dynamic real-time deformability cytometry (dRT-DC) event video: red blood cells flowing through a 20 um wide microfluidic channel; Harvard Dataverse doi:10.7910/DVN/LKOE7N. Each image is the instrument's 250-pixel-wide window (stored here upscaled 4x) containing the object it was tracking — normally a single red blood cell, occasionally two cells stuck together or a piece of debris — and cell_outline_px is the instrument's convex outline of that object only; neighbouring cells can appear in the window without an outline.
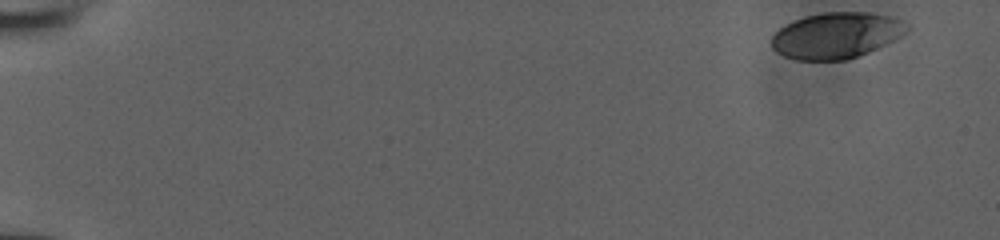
{"species": "human", "species_latin": "Homo sapiens", "temperature_condition": "room temperature", "stored_images_in_passage": 45, "camera_frame_rate_fps": 3000, "um_per_image_px": 0.085, "donor": {"sex": "male"}, "frame": {"image": 1, "passage_image": 1, "time_ms": 0.0, "image_size_px": [1000, 240], "cell_outline_px": [[908, 28], [900, 36], [868, 52], [848, 60], [796, 60], [784, 56], [776, 52], [772, 48], [772, 36], [784, 24], [792, 20], [804, 16], [824, 12], [868, 12], [888, 16], [904, 20], [908, 24]], "centroid_in_image_um": [71.04, 3.0], "position_along_channel_um": 14.0, "area_um2": 36.24}}
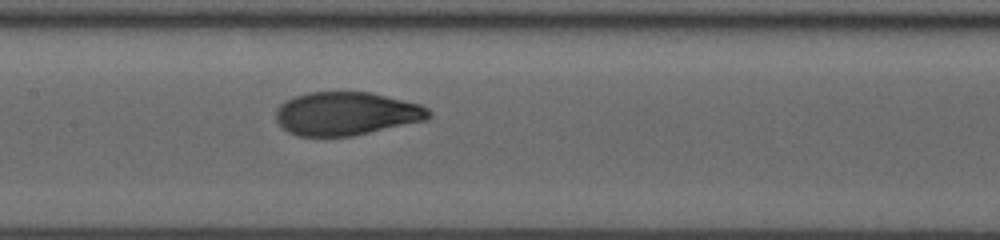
{"frame": {"image": 2, "passage_image": 26, "time_ms": 8.333, "image_size_px": [1000, 240], "cell_outline_px": [[432, 116], [428, 120], [352, 136], [296, 136], [288, 132], [276, 120], [276, 108], [284, 100], [292, 96], [308, 92], [372, 92], [420, 104], [428, 108], [432, 112]], "centroid_in_image_um": [29.45, 9.65], "position_along_channel_um": 178.0, "area_um2": 39.02}}
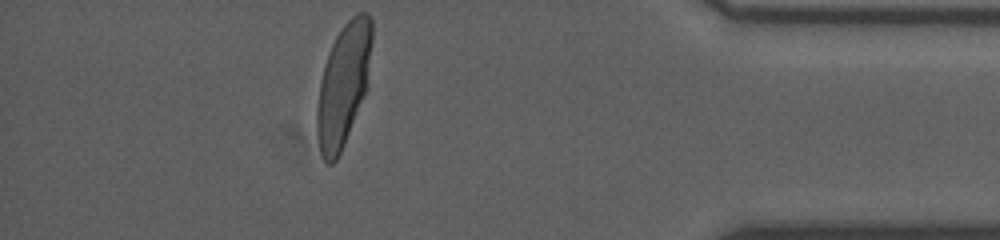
{"frame": {"image": 3, "passage_image": 45, "time_ms": 14.667, "image_size_px": [1000, 240], "cell_outline_px": [[372, 40], [368, 88], [344, 144], [336, 160], [332, 164], [328, 164], [324, 160], [320, 152], [316, 132], [316, 108], [320, 80], [324, 64], [328, 52], [336, 36], [344, 24], [356, 12], [368, 12], [372, 20]], "centroid_in_image_um": [29.19, 7.18], "position_along_channel_um": 406.0, "area_um2": 39.65}}